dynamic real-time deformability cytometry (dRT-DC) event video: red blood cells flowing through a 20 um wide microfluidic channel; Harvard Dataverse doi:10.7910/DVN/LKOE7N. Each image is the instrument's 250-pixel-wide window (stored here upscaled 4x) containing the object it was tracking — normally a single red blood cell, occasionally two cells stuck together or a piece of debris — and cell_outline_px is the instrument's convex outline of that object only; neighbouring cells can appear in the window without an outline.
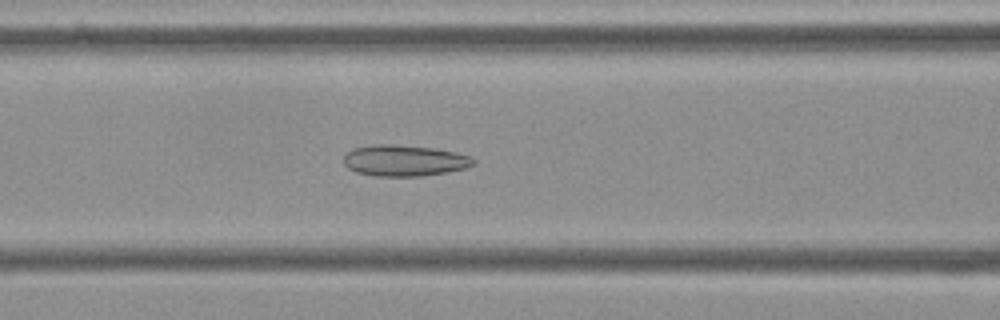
{"species": "Egyptian fruit bat (a non-hibernating species)", "species_latin": "Rousettus aegyptiacus", "temperature_condition": "cold", "stored_images_in_passage": 56, "camera_frame_rate_fps": 3000, "um_per_image_px": 0.085, "frame": {"image": 1, "passage_image": 23, "time_ms": 7.333, "image_size_px": [1000, 320], "cell_outline_px": [[476, 164], [468, 168], [448, 172], [420, 176], [372, 176], [356, 172], [348, 168], [344, 164], [344, 152], [352, 148], [376, 144], [392, 144], [432, 148], [456, 152], [472, 156], [476, 160]], "centroid_in_image_um": [34.38, 13.65], "position_along_channel_um": 132.2, "area_um2": 23.93}}
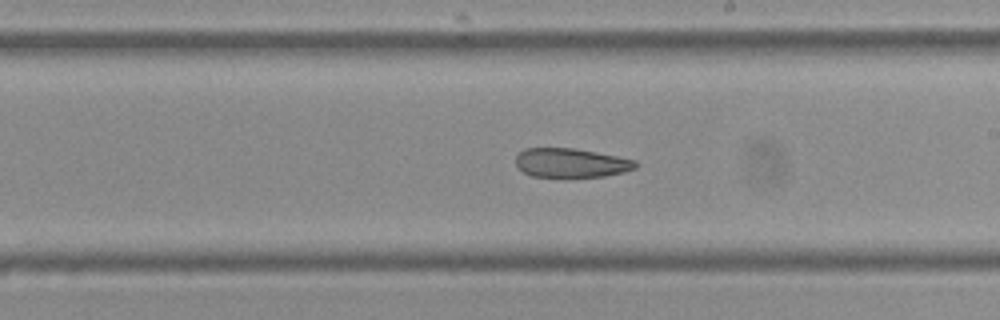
{"frame": {"image": 2, "passage_image": 32, "time_ms": 10.333, "image_size_px": [1000, 320], "cell_outline_px": [[640, 164], [636, 168], [624, 172], [604, 176], [532, 176], [524, 172], [516, 164], [516, 156], [524, 148], [572, 148], [596, 152], [636, 160]], "centroid_in_image_um": [48.57, 13.83], "position_along_channel_um": 240.4, "area_um2": 20.11}}
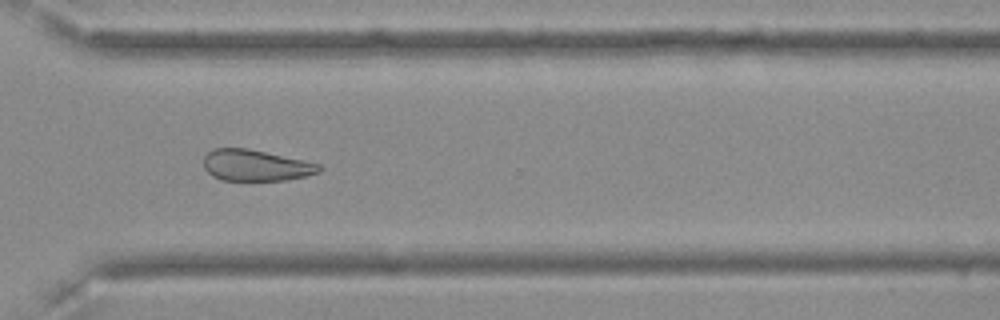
{"frame": {"image": 3, "passage_image": 41, "time_ms": 13.333, "image_size_px": [1000, 320], "cell_outline_px": [[324, 168], [320, 172], [304, 176], [284, 180], [224, 180], [212, 176], [204, 168], [204, 156], [212, 148], [248, 148], [304, 160], [320, 164]], "centroid_in_image_um": [21.74, 14.05], "position_along_channel_um": 348.9, "area_um2": 21.04}, "authors_computed_cell_mechanics": {"area_um2": 24.9696, "velocity_mm_per_s": 3.6099, "shape_relaxation_time_tau1_ms": null, "shape_relaxation_time_tau2_ms": 7.8168, "deformation_change_tau1": null, "deformation_change_tau2": 0.1472}}